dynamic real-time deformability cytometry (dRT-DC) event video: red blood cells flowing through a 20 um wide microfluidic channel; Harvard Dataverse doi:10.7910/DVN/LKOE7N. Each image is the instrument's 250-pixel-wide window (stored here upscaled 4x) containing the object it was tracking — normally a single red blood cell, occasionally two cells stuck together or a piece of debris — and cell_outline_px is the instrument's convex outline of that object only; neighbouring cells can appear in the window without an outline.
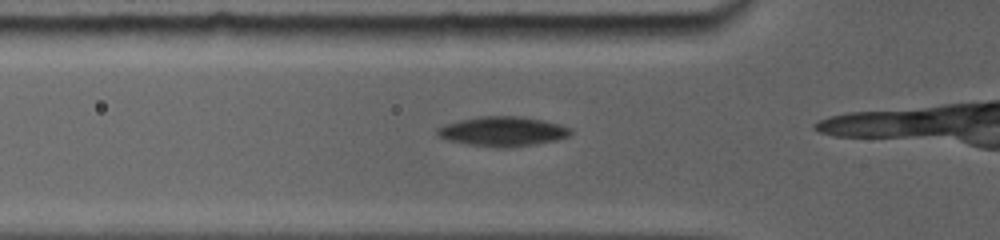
{"species": "common noctule bat (a hibernating species)", "species_latin": "Nyctalus noctula", "temperature_condition": "room temperature", "stored_images_in_passage": 3, "camera_frame_rate_fps": 5000, "um_per_image_px": 0.085, "animal": {"sex": "female", "body_mass_g": 19.0, "forearm_length_mm": 56.7}, "frame": {"image": 1, "passage_image": 2, "time_ms": 0.8, "image_size_px": [1000, 240], "cell_outline_px": [[572, 132], [568, 136], [552, 140], [528, 144], [472, 144], [452, 140], [440, 136], [436, 132], [440, 128], [448, 124], [460, 120], [480, 116], [520, 116], [540, 120], [556, 124], [568, 128]], "centroid_in_image_um": [42.73, 11.1], "position_along_channel_um": 83.1, "area_um2": 21.04}}